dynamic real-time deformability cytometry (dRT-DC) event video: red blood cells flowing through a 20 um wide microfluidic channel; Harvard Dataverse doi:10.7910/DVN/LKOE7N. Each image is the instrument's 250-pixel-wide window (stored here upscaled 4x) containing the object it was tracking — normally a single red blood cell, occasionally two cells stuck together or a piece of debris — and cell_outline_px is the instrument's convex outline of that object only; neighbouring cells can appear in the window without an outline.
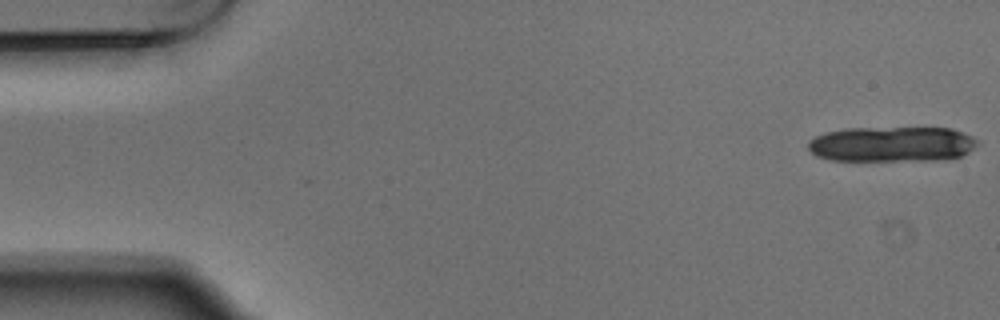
{"species": "Egyptian fruit bat (a non-hibernating species)", "species_latin": "Rousettus aegyptiacus", "temperature_condition": "warm", "stored_images_in_passage": 8, "camera_frame_rate_fps": 3000, "um_per_image_px": 0.085, "animal": {"sex": "male"}, "frame": {"image": 1, "passage_image": 1, "time_ms": 0.0, "image_size_px": [1000, 320], "cell_outline_px": [[980, 144], [968, 152], [960, 156], [936, 160], [828, 160], [816, 156], [808, 148], [808, 140], [824, 132], [844, 128], [952, 128], [972, 136]], "centroid_in_image_um": [75.79, 12.24], "position_along_channel_um": 9.2, "area_um2": 34.91}}
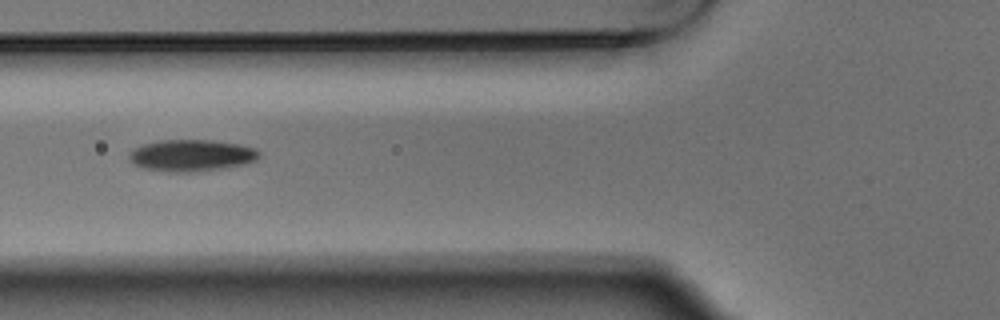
{"frame": {"image": 2, "passage_image": 6, "time_ms": 1.667, "image_size_px": [1000, 320], "cell_outline_px": [[260, 156], [256, 160], [244, 164], [224, 168], [192, 172], [168, 172], [144, 168], [128, 160], [128, 156], [136, 148], [144, 144], [160, 140], [212, 140], [240, 144], [256, 148], [260, 152]], "centroid_in_image_um": [16.32, 13.21], "position_along_channel_um": 109.5, "area_um2": 23.99}}
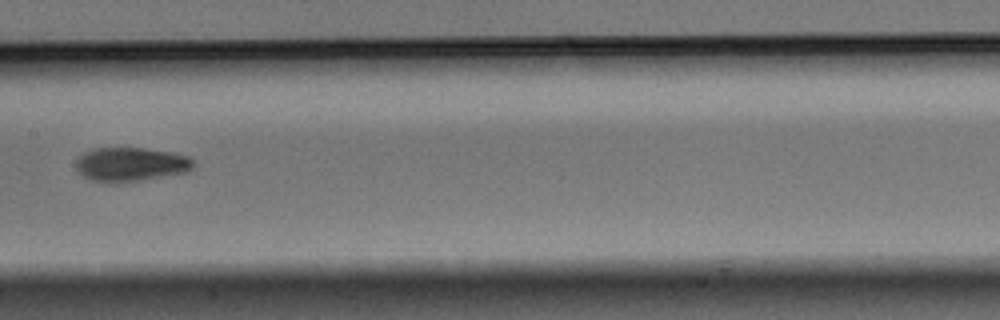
{"frame": {"image": 3, "passage_image": 8, "time_ms": 2.333, "image_size_px": [1000, 320], "cell_outline_px": [[196, 164], [192, 168], [184, 172], [136, 180], [92, 180], [84, 176], [76, 168], [76, 160], [84, 152], [96, 148], [144, 148], [168, 152], [188, 156], [196, 160]], "centroid_in_image_um": [11.14, 13.92], "position_along_channel_um": 196.3, "area_um2": 22.37}}